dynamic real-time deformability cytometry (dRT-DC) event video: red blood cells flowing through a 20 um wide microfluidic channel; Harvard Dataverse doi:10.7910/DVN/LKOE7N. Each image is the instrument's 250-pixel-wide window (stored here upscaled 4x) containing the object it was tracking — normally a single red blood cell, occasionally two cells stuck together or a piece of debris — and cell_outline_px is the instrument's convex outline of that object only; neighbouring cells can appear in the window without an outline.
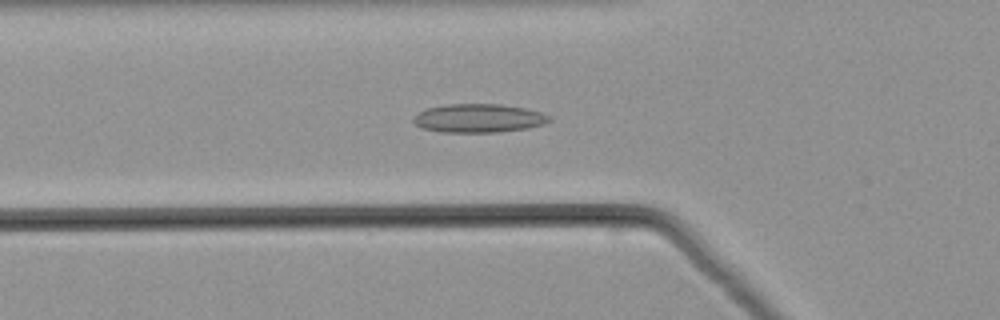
{"species": "common noctule bat (a hibernating species)", "species_latin": "Nyctalus noctula", "temperature_condition": "warm", "stored_images_in_passage": 51, "camera_frame_rate_fps": 3000, "um_per_image_px": 0.085, "animal": {"sex": "male", "body_mass_g": 21.5, "forearm_length_mm": 52.0}, "frame": {"image": 1, "passage_image": 18, "time_ms": 5.667, "image_size_px": [1000, 320], "cell_outline_px": [[552, 120], [544, 124], [528, 128], [500, 132], [440, 132], [424, 128], [416, 124], [412, 120], [420, 112], [428, 108], [448, 104], [500, 104], [524, 108], [540, 112], [552, 116]], "centroid_in_image_um": [40.74, 10.05], "position_along_channel_um": 85.1, "area_um2": 22.54}}
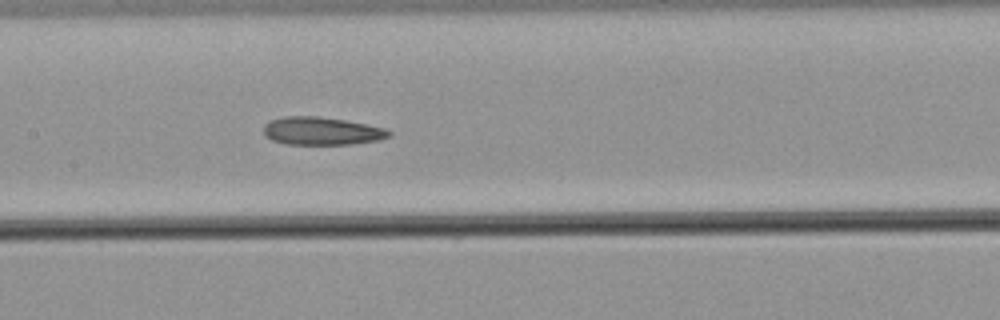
{"frame": {"image": 2, "passage_image": 25, "time_ms": 8.0, "image_size_px": [1000, 320], "cell_outline_px": [[392, 136], [380, 140], [352, 144], [288, 144], [272, 140], [264, 136], [264, 124], [272, 120], [284, 116], [316, 116], [344, 120], [384, 128], [392, 132]], "centroid_in_image_um": [27.35, 11.14], "position_along_channel_um": 180.1, "area_um2": 20.35}}
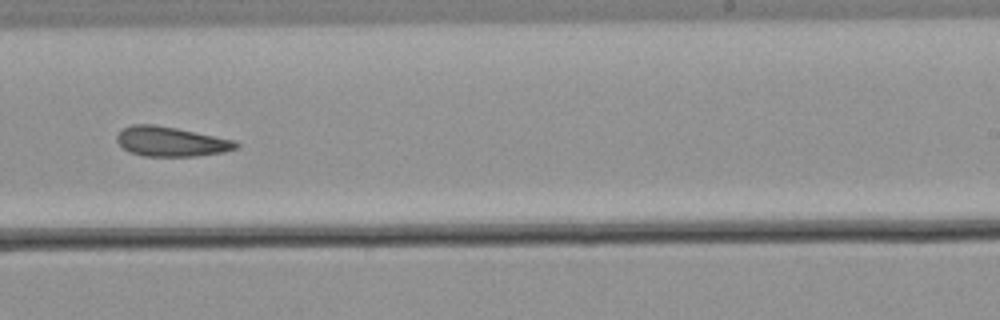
{"frame": {"image": 3, "passage_image": 32, "time_ms": 10.333, "image_size_px": [1000, 320], "cell_outline_px": [[240, 144], [236, 148], [224, 152], [196, 156], [144, 156], [128, 152], [116, 140], [116, 136], [124, 128], [132, 124], [152, 124], [176, 128], [236, 140]], "centroid_in_image_um": [14.54, 12.03], "position_along_channel_um": 274.5, "area_um2": 20.58}}